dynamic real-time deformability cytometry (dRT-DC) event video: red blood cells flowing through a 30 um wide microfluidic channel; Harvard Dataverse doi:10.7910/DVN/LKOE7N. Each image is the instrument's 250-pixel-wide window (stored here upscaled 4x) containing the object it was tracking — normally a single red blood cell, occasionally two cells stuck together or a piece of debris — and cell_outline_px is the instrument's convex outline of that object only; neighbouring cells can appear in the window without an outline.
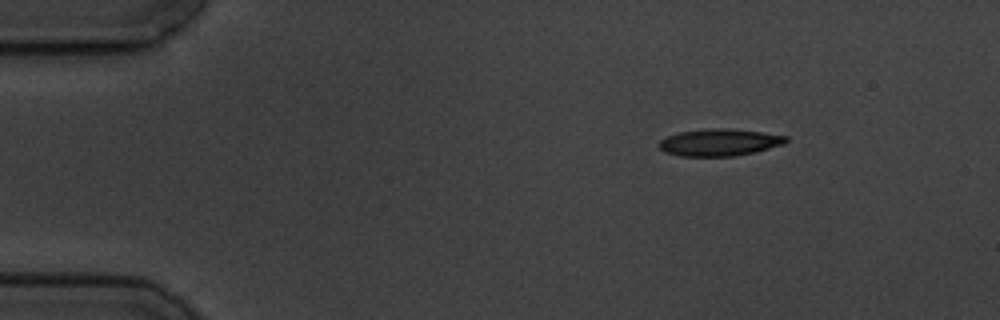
{"species": "common noctule bat (a hibernating species)", "species_latin": "Nyctalus noctula", "temperature_condition": "cold", "stored_images_in_passage": 2, "camera_frame_rate_fps": 3000, "um_per_image_px": 0.085, "animal": {"sex": "male", "body_mass_g": 19.5, "forearm_length_mm": 54.6}, "frame": {"image": 1, "passage_image": 2, "time_ms": 1.333, "image_size_px": [1000, 320], "cell_outline_px": [[788, 140], [784, 144], [756, 152], [732, 156], [680, 156], [664, 152], [656, 144], [660, 140], [668, 136], [680, 132], [712, 128], [724, 128], [760, 132], [788, 136]], "centroid_in_image_um": [61.14, 12.11], "position_along_channel_um": 23.9, "area_um2": 19.94}}